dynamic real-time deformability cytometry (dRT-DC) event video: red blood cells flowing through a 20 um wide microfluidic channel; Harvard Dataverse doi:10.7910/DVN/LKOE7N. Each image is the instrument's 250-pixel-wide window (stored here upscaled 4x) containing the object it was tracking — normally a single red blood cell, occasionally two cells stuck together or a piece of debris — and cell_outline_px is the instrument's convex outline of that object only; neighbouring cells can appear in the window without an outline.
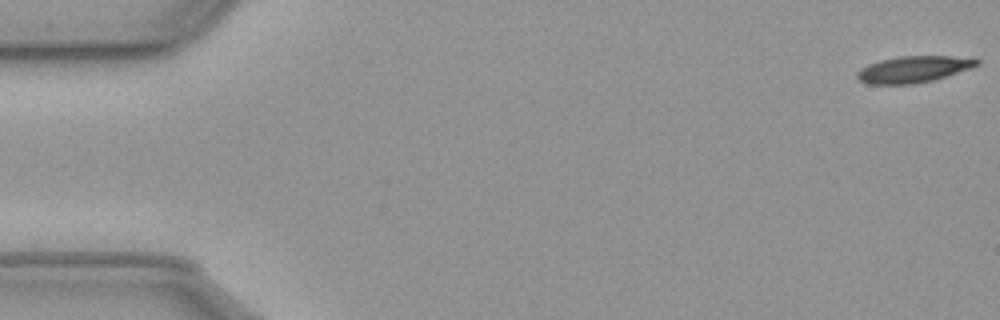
{"species": "common noctule bat (a hibernating species)", "species_latin": "Nyctalus noctula", "temperature_condition": "cold", "stored_images_in_passage": 14, "camera_frame_rate_fps": 3000, "um_per_image_px": 0.085, "animal": {"sex": "male", "body_mass_g": 23.1, "forearm_length_mm": 52.7}, "frame": {"image": 1, "passage_image": 1, "time_ms": 0.0, "image_size_px": [1000, 320], "cell_outline_px": [[980, 64], [932, 80], [912, 84], [868, 84], [860, 80], [856, 76], [856, 72], [860, 68], [868, 64], [880, 60], [900, 56], [952, 56], [980, 60]], "centroid_in_image_um": [77.57, 5.88], "position_along_channel_um": 7.4, "area_um2": 18.15}}
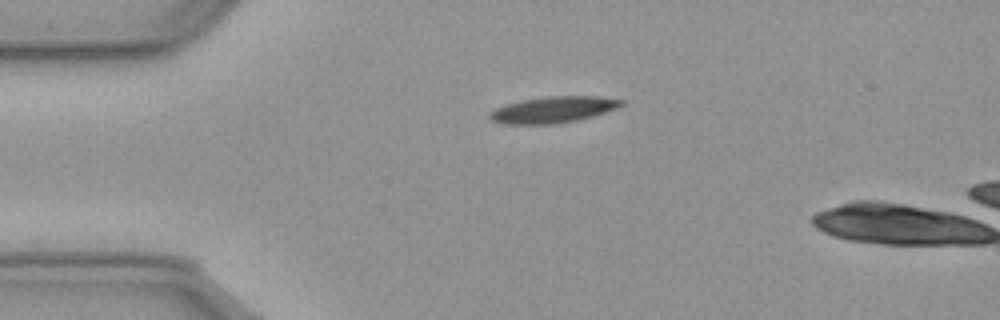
{"frame": {"image": 2, "passage_image": 13, "time_ms": 4.0, "image_size_px": [1000, 320], "cell_outline_px": [[624, 104], [616, 108], [592, 116], [576, 120], [552, 124], [504, 124], [492, 120], [488, 116], [488, 112], [496, 108], [520, 100], [548, 96], [600, 96], [624, 100]], "centroid_in_image_um": [47.0, 9.31], "position_along_channel_um": 38.0, "area_um2": 20.06}}